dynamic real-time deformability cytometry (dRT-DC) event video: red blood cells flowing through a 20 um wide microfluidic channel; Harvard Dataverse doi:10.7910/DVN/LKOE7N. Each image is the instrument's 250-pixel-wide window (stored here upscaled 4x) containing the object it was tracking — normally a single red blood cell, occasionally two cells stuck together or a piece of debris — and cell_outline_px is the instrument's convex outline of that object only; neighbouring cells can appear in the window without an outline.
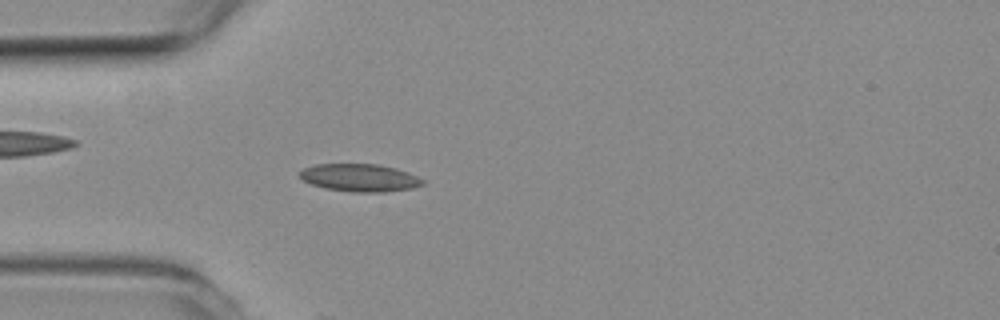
{"species": "common noctule bat (a hibernating species)", "species_latin": "Nyctalus noctula", "temperature_condition": "room temperature", "stored_images_in_passage": 20, "camera_frame_rate_fps": 3000, "um_per_image_px": 0.085, "animal": {"sex": "female", "body_mass_g": 19.3, "forearm_length_mm": 54.1}, "frame": {"image": 1, "passage_image": 15, "time_ms": 4.667, "image_size_px": [1000, 320], "cell_outline_px": [[424, 184], [412, 188], [384, 192], [352, 192], [324, 188], [312, 184], [304, 180], [300, 176], [300, 172], [304, 168], [316, 164], [380, 164], [396, 168], [408, 172], [424, 180]], "centroid_in_image_um": [30.6, 15.1], "position_along_channel_um": 54.4, "area_um2": 19.77}}
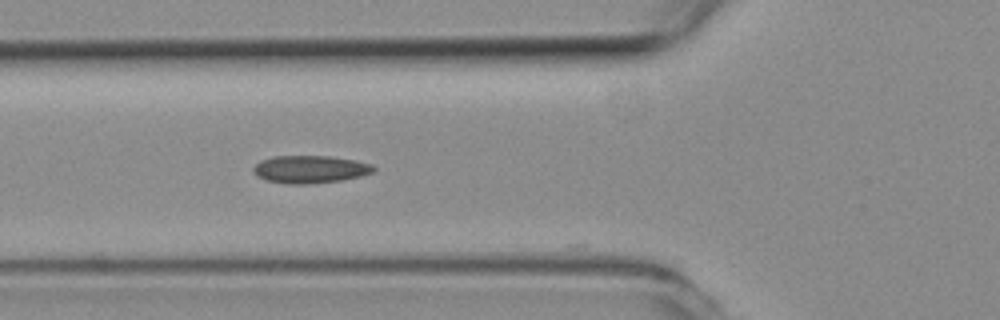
{"frame": {"image": 2, "passage_image": 19, "time_ms": 6.0, "image_size_px": [1000, 320], "cell_outline_px": [[376, 168], [372, 172], [360, 176], [340, 180], [312, 184], [284, 184], [264, 180], [256, 176], [252, 172], [252, 168], [260, 160], [276, 156], [328, 156], [356, 160], [372, 164]], "centroid_in_image_um": [26.31, 14.4], "position_along_channel_um": 99.5, "area_um2": 19.54}}